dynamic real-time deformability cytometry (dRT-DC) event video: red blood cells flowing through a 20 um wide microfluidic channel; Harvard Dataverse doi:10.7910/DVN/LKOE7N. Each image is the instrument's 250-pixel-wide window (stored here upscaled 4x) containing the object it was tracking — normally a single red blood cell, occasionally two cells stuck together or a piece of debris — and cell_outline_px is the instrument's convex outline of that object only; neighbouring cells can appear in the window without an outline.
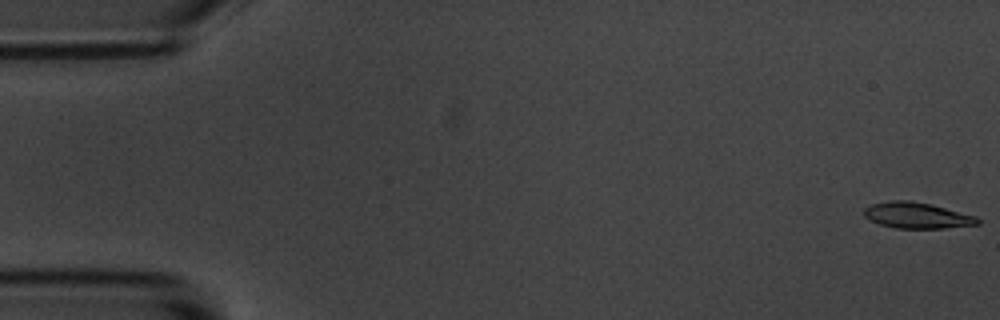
{"species": "common noctule bat (a hibernating species)", "species_latin": "Nyctalus noctula", "temperature_condition": "room temperature", "stored_images_in_passage": 56, "camera_frame_rate_fps": 3000, "um_per_image_px": 0.085, "animal": {"sex": "male", "body_mass_g": 20.1, "forearm_length_mm": 53.5}, "frame": {"image": 1, "passage_image": 1, "time_ms": 0.0, "image_size_px": [1000, 320], "cell_outline_px": [[980, 224], [944, 228], [896, 228], [880, 224], [864, 216], [864, 208], [872, 204], [892, 200], [908, 200], [932, 204], [976, 216], [980, 220]], "centroid_in_image_um": [77.96, 18.3], "position_along_channel_um": 7.0, "area_um2": 17.11}}
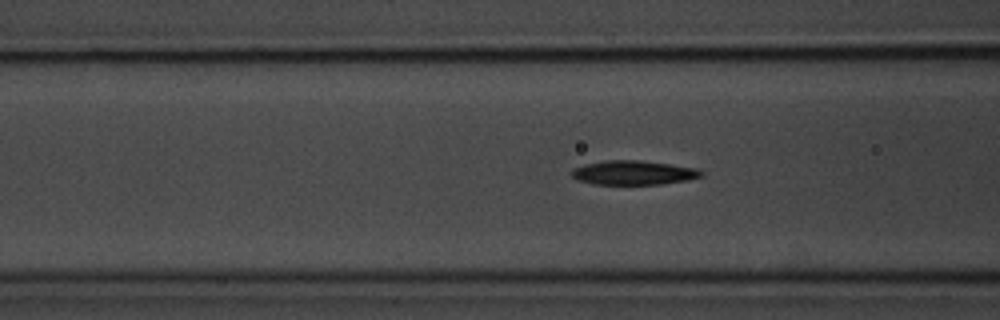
{"frame": {"image": 2, "passage_image": 21, "time_ms": 6.667, "image_size_px": [1000, 320], "cell_outline_px": [[704, 176], [688, 180], [660, 184], [592, 184], [576, 180], [568, 172], [572, 168], [584, 164], [604, 160], [640, 160], [696, 168], [704, 172]], "centroid_in_image_um": [53.79, 14.68], "position_along_channel_um": 112.8, "area_um2": 18.5}}
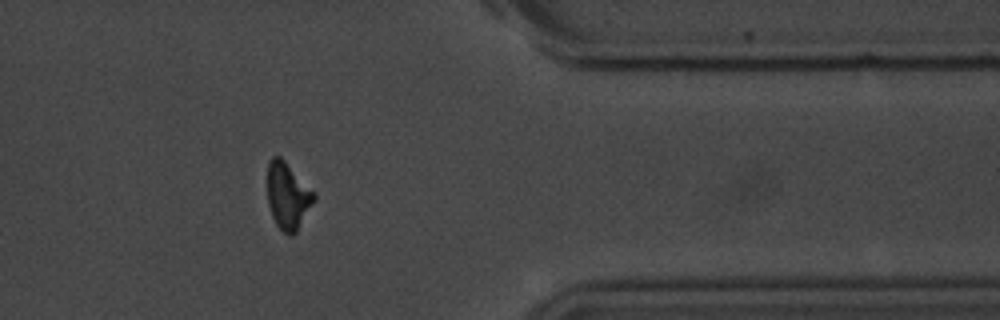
{"frame": {"image": 3, "passage_image": 45, "time_ms": 14.667, "image_size_px": [1000, 320], "cell_outline_px": [[316, 200], [296, 232], [292, 236], [288, 236], [276, 224], [272, 216], [268, 204], [268, 164], [272, 156], [280, 156], [316, 192]], "centroid_in_image_um": [24.49, 16.66], "position_along_channel_um": 386.9, "area_um2": 18.26}, "authors_computed_cell_mechanics": {"area_um2": 18.0336, "velocity_mm_per_s": 3.6482, "shape_relaxation_time_tau1_ms": 2.9483, "shape_relaxation_time_tau2_ms": 5.668, "deformation_change_tau1": 0.1346, "deformation_change_tau2": 0.1226}}